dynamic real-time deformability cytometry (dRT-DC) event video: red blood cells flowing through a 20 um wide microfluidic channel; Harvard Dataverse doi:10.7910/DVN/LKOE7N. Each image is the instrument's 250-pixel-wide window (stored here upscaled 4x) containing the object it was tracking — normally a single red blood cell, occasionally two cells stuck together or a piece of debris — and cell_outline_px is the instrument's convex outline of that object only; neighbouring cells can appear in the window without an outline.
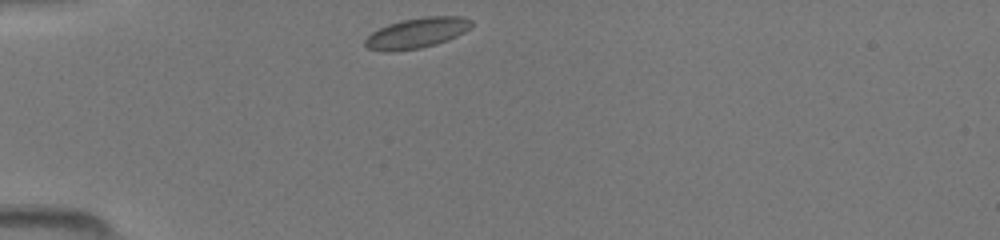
{"species": "common noctule bat (a hibernating species)", "species_latin": "Nyctalus noctula", "temperature_condition": "room temperature", "stored_images_in_passage": 35, "camera_frame_rate_fps": 3000, "um_per_image_px": 0.085, "animal": {"sex": "female", "body_mass_g": 19.5, "forearm_length_mm": 54.1}, "frame": {"image": 1, "passage_image": 1, "time_ms": 0.0, "image_size_px": [1000, 240], "cell_outline_px": [[472, 24], [464, 32], [448, 40], [436, 44], [420, 48], [392, 52], [384, 52], [368, 48], [364, 44], [364, 40], [372, 32], [388, 24], [404, 20], [424, 16], [460, 16], [472, 20]], "centroid_in_image_um": [35.41, 2.81], "position_along_channel_um": 49.6, "area_um2": 18.79}}
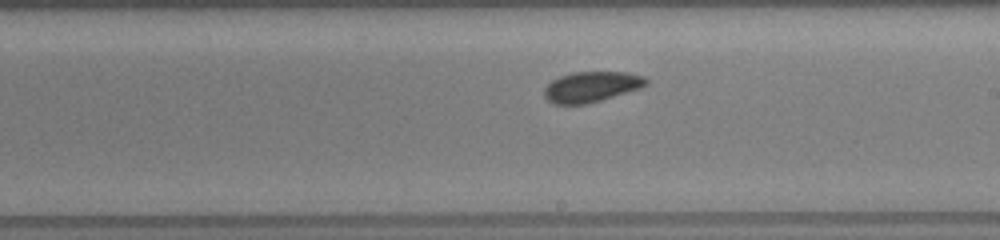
{"frame": {"image": 2, "passage_image": 16, "time_ms": 5.0, "image_size_px": [1000, 240], "cell_outline_px": [[648, 84], [640, 88], [588, 104], [552, 104], [544, 96], [544, 88], [552, 80], [560, 76], [572, 72], [628, 72], [644, 76], [648, 80]], "centroid_in_image_um": [50.27, 7.37], "position_along_channel_um": 238.7, "area_um2": 18.15}}
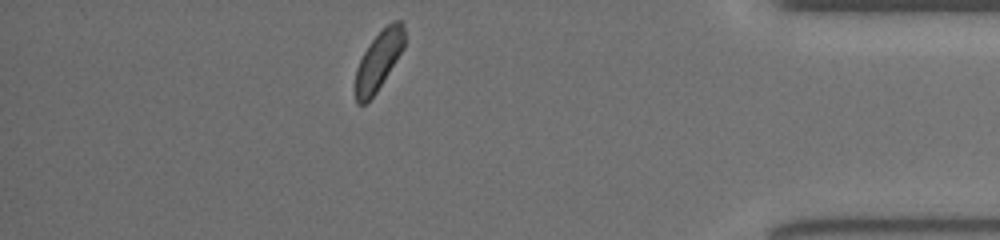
{"frame": {"image": 3, "passage_image": 30, "time_ms": 9.667, "image_size_px": [1000, 240], "cell_outline_px": [[404, 48], [376, 92], [364, 104], [356, 104], [356, 68], [364, 52], [372, 40], [392, 20], [400, 20], [404, 24]], "centroid_in_image_um": [32.2, 5.12], "position_along_channel_um": 403.0, "area_um2": 16.42}}